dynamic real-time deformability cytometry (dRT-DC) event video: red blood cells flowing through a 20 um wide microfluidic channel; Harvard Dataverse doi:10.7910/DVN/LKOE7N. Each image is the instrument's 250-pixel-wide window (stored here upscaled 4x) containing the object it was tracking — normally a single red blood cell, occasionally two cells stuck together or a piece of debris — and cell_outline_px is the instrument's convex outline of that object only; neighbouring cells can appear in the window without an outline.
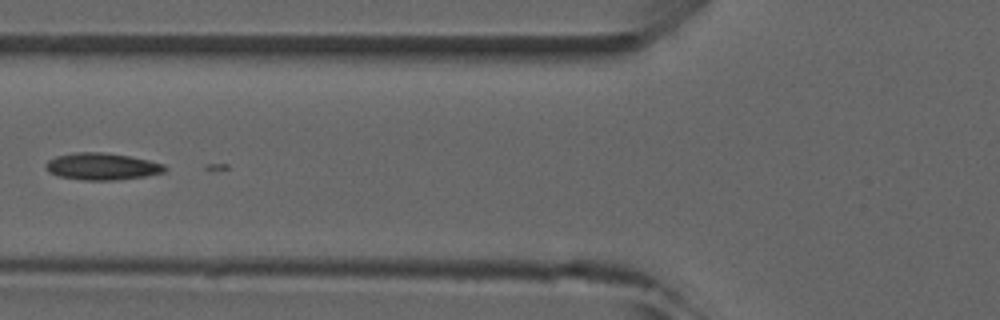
{"species": "common noctule bat (a hibernating species)", "species_latin": "Nyctalus noctula", "temperature_condition": "room temperature", "stored_images_in_passage": 4, "camera_frame_rate_fps": 3000, "um_per_image_px": 0.085, "animal": {"sex": "male", "forearm_length_mm": 52.5}, "frame": {"image": 1, "passage_image": 4, "time_ms": 4.333, "image_size_px": [1000, 320], "cell_outline_px": [[168, 168], [164, 172], [144, 176], [116, 180], [84, 180], [60, 176], [48, 172], [44, 168], [44, 164], [48, 160], [56, 156], [76, 152], [104, 152], [128, 156], [148, 160], [164, 164]], "centroid_in_image_um": [8.64, 14.14], "position_along_channel_um": 117.2, "area_um2": 18.67}}